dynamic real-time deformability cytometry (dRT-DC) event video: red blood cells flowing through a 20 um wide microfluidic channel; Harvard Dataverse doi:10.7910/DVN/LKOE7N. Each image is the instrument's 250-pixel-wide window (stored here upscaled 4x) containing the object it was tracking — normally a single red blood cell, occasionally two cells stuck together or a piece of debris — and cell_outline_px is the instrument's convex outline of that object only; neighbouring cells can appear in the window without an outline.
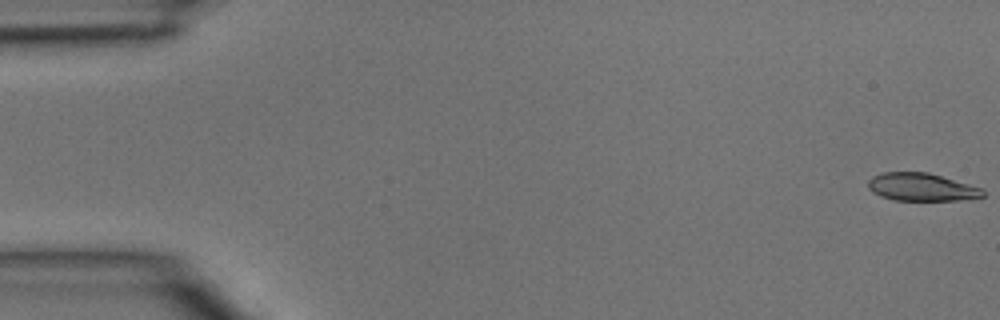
{"species": "common noctule bat (a hibernating species)", "species_latin": "Nyctalus noctula", "temperature_condition": "room temperature", "stored_images_in_passage": 4, "camera_frame_rate_fps": 3000, "um_per_image_px": 0.085, "animal": {"sex": "male", "body_mass_g": 15.6}, "frame": {"image": 1, "passage_image": 1, "time_ms": 0.0, "image_size_px": [1000, 320], "cell_outline_px": [[984, 196], [960, 200], [896, 200], [880, 196], [872, 192], [868, 188], [868, 180], [872, 176], [884, 172], [928, 172], [984, 188]], "centroid_in_image_um": [78.33, 15.89], "position_along_channel_um": 6.7, "area_um2": 18.67}}